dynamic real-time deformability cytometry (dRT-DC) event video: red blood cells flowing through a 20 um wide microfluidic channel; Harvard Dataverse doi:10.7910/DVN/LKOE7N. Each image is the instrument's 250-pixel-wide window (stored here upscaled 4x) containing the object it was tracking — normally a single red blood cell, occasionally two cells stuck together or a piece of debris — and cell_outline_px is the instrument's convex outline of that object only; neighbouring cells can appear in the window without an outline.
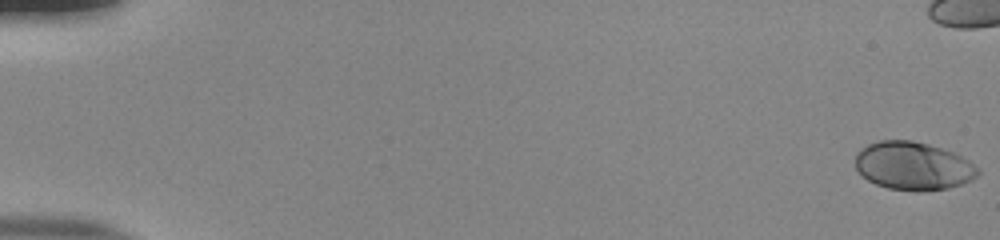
{"species": "human", "species_latin": "Homo sapiens", "temperature_condition": "room temperature", "stored_images_in_passage": 47, "camera_frame_rate_fps": 3000, "um_per_image_px": 0.085, "donor": {"sex": "male"}, "frame": {"image": 1, "passage_image": 1, "time_ms": 0.0, "image_size_px": [1000, 240], "cell_outline_px": [[980, 172], [972, 180], [948, 188], [916, 192], [888, 188], [876, 184], [868, 180], [856, 168], [856, 152], [860, 148], [868, 144], [880, 140], [912, 140], [928, 144], [952, 152], [968, 160]], "centroid_in_image_um": [77.59, 14.1], "position_along_channel_um": 7.4, "area_um2": 34.22}}
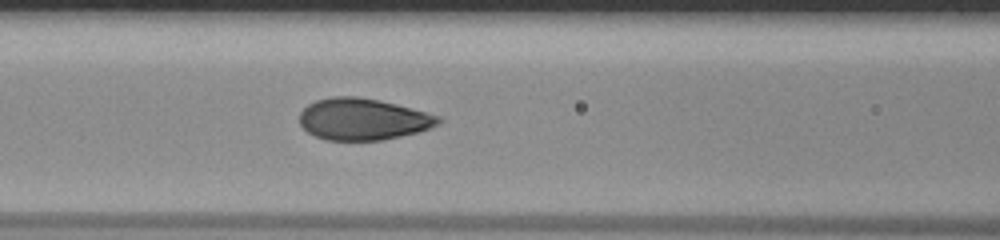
{"frame": {"image": 2, "passage_image": 25, "time_ms": 8.0, "image_size_px": [1000, 240], "cell_outline_px": [[444, 120], [440, 124], [416, 132], [400, 136], [380, 140], [328, 140], [316, 136], [308, 132], [300, 124], [300, 112], [308, 104], [316, 100], [332, 96], [356, 96], [380, 100], [396, 104], [440, 116]], "centroid_in_image_um": [30.85, 10.12], "position_along_channel_um": 135.8, "area_um2": 33.58}}
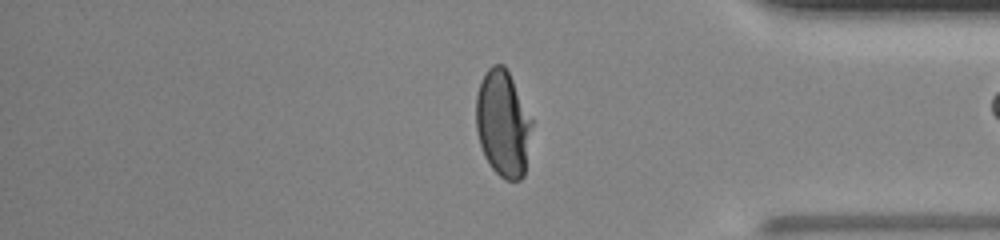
{"frame": {"image": 3, "passage_image": 46, "time_ms": 15.0, "image_size_px": [1000, 240], "cell_outline_px": [[532, 124], [524, 176], [520, 180], [504, 180], [492, 168], [484, 156], [480, 144], [476, 128], [476, 96], [480, 80], [488, 68], [492, 64], [504, 64], [532, 120]], "centroid_in_image_um": [42.73, 10.51], "position_along_channel_um": 392.5, "area_um2": 34.45}}